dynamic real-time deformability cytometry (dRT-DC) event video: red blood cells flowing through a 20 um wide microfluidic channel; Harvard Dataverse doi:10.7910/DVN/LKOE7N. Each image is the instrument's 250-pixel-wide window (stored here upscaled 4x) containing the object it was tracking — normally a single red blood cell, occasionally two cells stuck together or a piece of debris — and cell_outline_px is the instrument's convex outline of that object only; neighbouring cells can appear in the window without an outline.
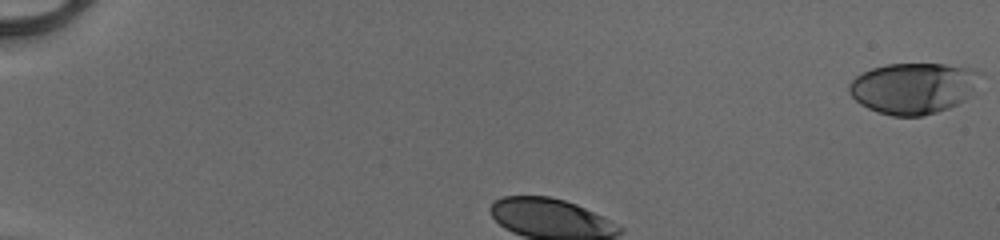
{"species": "human", "species_latin": "Homo sapiens", "temperature_condition": "cold", "stored_images_in_passage": 33, "camera_frame_rate_fps": 3000, "um_per_image_px": 0.085, "donor": {"sex": "male"}, "frame": {"image": 1, "passage_image": 1, "time_ms": 0.0, "image_size_px": [1000, 240], "cell_outline_px": [[984, 72], [972, 96], [948, 108], [924, 116], [892, 116], [876, 112], [860, 104], [848, 92], [848, 84], [856, 76], [872, 68], [884, 64], [944, 64], [976, 68]], "centroid_in_image_um": [77.69, 7.48], "position_along_channel_um": 7.3, "area_um2": 39.65}}
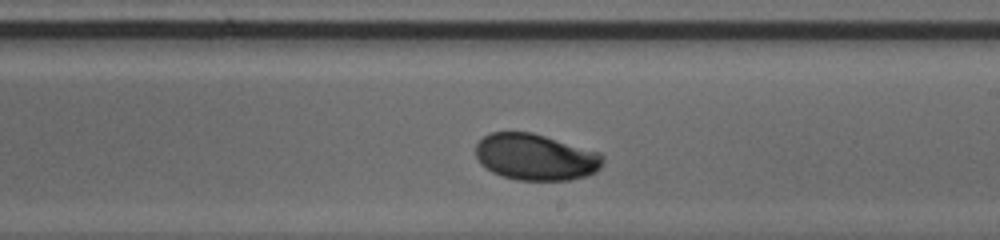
{"frame": {"image": 2, "passage_image": 21, "time_ms": 6.667, "image_size_px": [1000, 240], "cell_outline_px": [[604, 160], [600, 168], [596, 172], [572, 180], [516, 180], [492, 172], [480, 164], [476, 156], [476, 144], [484, 136], [492, 132], [532, 132], [600, 152], [604, 156]], "centroid_in_image_um": [45.54, 13.35], "position_along_channel_um": 243.5, "area_um2": 34.51}}
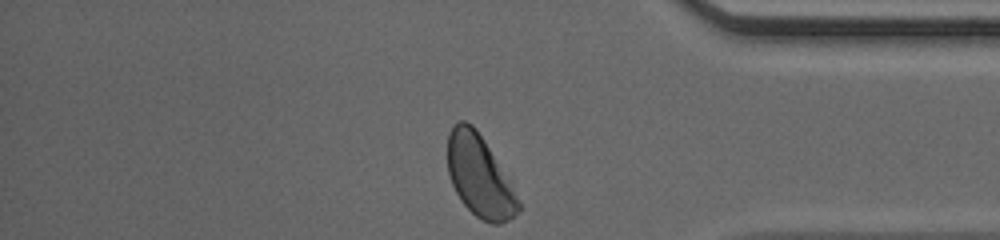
{"frame": {"image": 3, "passage_image": 33, "time_ms": 10.667, "image_size_px": [1000, 240], "cell_outline_px": [[520, 208], [508, 220], [500, 224], [492, 224], [476, 216], [460, 200], [452, 184], [448, 172], [448, 132], [460, 120], [464, 120], [472, 124], [476, 128], [488, 148], [520, 204]], "centroid_in_image_um": [40.69, 14.97], "position_along_channel_um": 394.5, "area_um2": 32.31}, "authors_computed_cell_mechanics": {"area_um2": 34.7378, "velocity_mm_per_s": 4.0864, "shape_relaxation_time_tau1_ms": 2.2502, "shape_relaxation_time_tau2_ms": null, "deformation_change_tau1": 0.1206, "deformation_change_tau2": null}}